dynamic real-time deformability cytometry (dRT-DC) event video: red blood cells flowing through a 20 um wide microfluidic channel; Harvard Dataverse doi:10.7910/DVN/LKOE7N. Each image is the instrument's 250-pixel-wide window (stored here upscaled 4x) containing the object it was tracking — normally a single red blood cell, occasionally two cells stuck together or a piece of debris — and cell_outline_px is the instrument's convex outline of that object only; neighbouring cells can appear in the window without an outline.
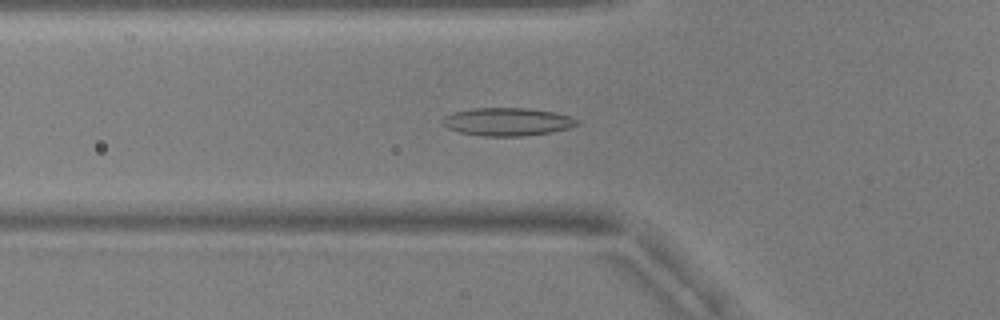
{"species": "common noctule bat (a hibernating species)", "species_latin": "Nyctalus noctula", "temperature_condition": "warm", "stored_images_in_passage": 55, "camera_frame_rate_fps": 3000, "um_per_image_px": 0.085, "animal": {"sex": "male", "body_mass_g": 17.9, "forearm_length_mm": 54.2}, "frame": {"image": 1, "passage_image": 20, "time_ms": 6.333, "image_size_px": [1000, 320], "cell_outline_px": [[580, 124], [568, 128], [552, 132], [524, 136], [484, 136], [460, 132], [448, 128], [440, 124], [440, 120], [444, 116], [452, 112], [472, 108], [528, 108], [552, 112], [568, 116], [580, 120]], "centroid_in_image_um": [43.09, 10.35], "position_along_channel_um": 82.7, "area_um2": 22.08}}
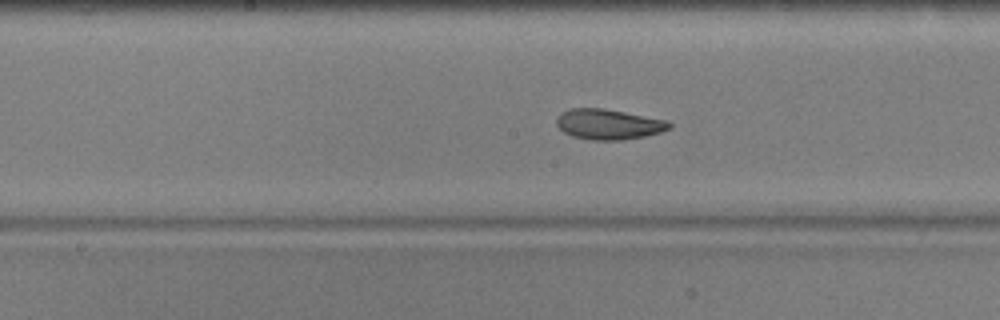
{"frame": {"image": 2, "passage_image": 29, "time_ms": 9.333, "image_size_px": [1000, 320], "cell_outline_px": [[672, 128], [660, 132], [644, 136], [624, 140], [592, 140], [572, 136], [564, 132], [556, 124], [556, 116], [560, 112], [572, 108], [604, 108], [668, 120], [672, 124]], "centroid_in_image_um": [51.73, 10.55], "position_along_channel_um": 196.5, "area_um2": 20.11}}
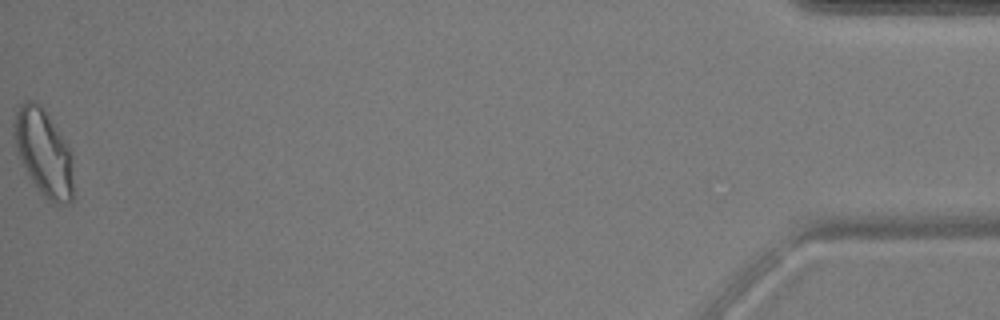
{"frame": {"image": 3, "passage_image": 55, "time_ms": 18.0, "image_size_px": [1000, 320], "cell_outline_px": [[72, 204], [56, 204], [48, 200], [40, 192], [28, 176], [20, 160], [12, 136], [12, 124], [16, 112], [20, 104], [24, 100], [36, 100], [44, 108], [72, 152]], "centroid_in_image_um": [3.68, 12.95], "position_along_channel_um": 431.5, "area_um2": 30.35}, "authors_computed_cell_mechanics": {"area_um2": 21.097, "velocity_mm_per_s": 3.7587, "shape_relaxation_time_tau1_ms": 5.8669, "shape_relaxation_time_tau2_ms": 1.7138, "deformation_change_tau1": 0.153, "deformation_change_tau2": 0.0756}}